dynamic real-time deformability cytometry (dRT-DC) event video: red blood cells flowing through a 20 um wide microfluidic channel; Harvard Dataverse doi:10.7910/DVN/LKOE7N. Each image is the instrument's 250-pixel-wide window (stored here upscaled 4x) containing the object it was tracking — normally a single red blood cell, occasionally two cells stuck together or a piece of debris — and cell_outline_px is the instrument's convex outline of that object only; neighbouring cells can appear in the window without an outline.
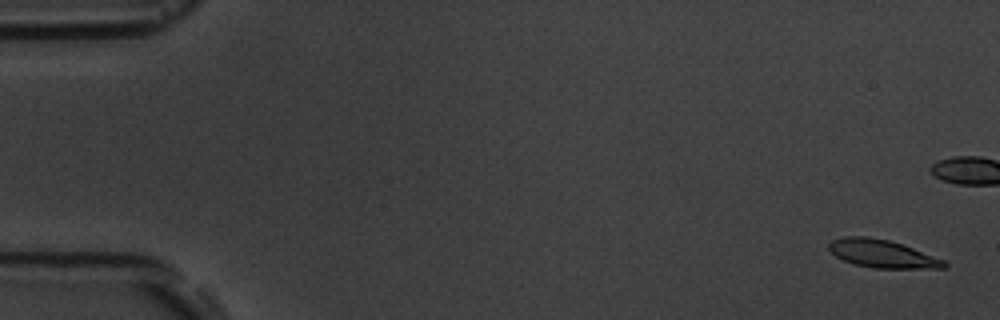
{"species": "common noctule bat (a hibernating species)", "species_latin": "Nyctalus noctula", "temperature_condition": "room temperature", "stored_images_in_passage": 12, "camera_frame_rate_fps": 3000, "um_per_image_px": 0.085, "animal": {"sex": "male", "body_mass_g": 19.5, "forearm_length_mm": 54.6}, "frame": {"image": 1, "passage_image": 1, "time_ms": 0.0, "image_size_px": [1000, 320], "cell_outline_px": [[948, 264], [944, 268], [872, 268], [856, 264], [844, 260], [836, 256], [828, 248], [828, 244], [832, 240], [844, 236], [868, 236], [888, 240], [912, 248], [944, 260]], "centroid_in_image_um": [74.96, 21.56], "position_along_channel_um": 10.0, "area_um2": 18.5}}